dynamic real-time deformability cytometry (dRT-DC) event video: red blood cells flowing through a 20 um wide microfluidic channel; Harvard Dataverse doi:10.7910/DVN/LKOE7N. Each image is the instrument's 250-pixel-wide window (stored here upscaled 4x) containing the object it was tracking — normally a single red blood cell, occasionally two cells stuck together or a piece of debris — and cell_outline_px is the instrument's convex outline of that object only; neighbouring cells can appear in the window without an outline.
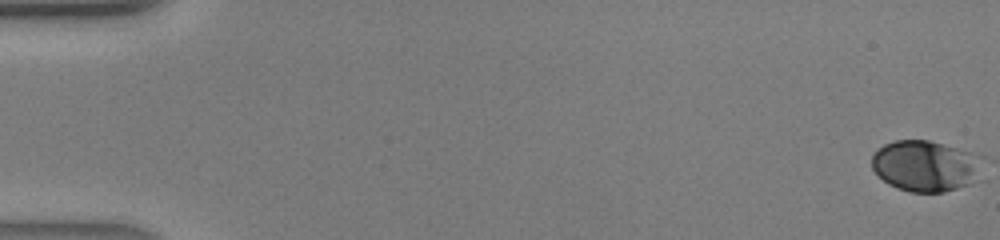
{"species": "human", "species_latin": "Homo sapiens", "temperature_condition": "warm", "stored_images_in_passage": 43, "camera_frame_rate_fps": 3000, "um_per_image_px": 0.085, "donor": {"sex": "male"}, "frame": {"image": 1, "passage_image": 1, "time_ms": 0.0, "image_size_px": [1000, 240], "cell_outline_px": [[984, 156], [976, 180], [968, 184], [944, 192], [908, 192], [896, 188], [888, 184], [872, 168], [872, 156], [884, 144], [896, 140], [928, 140], [972, 152]], "centroid_in_image_um": [78.68, 14.1], "position_along_channel_um": 6.3, "area_um2": 32.89}}
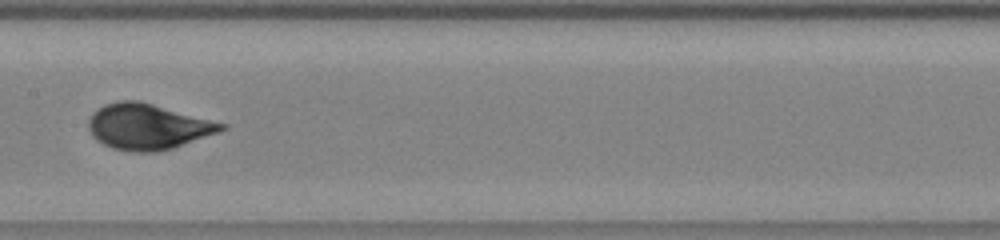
{"frame": {"image": 2, "passage_image": 23, "time_ms": 7.333, "image_size_px": [1000, 240], "cell_outline_px": [[228, 128], [220, 132], [172, 148], [156, 152], [132, 152], [112, 148], [96, 140], [92, 136], [88, 128], [88, 120], [92, 112], [104, 104], [120, 100], [140, 100], [228, 124]], "centroid_in_image_um": [12.56, 10.75], "position_along_channel_um": 194.8, "area_um2": 35.72}}
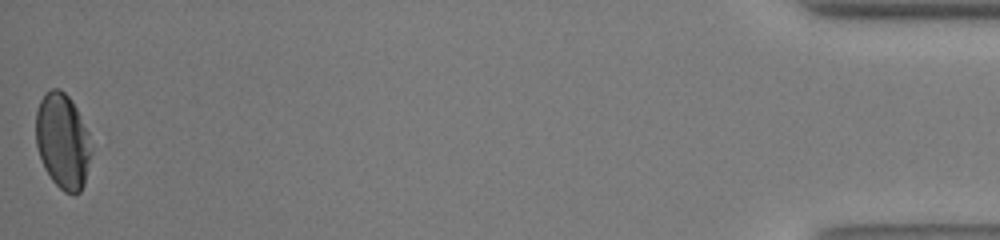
{"frame": {"image": 3, "passage_image": 43, "time_ms": 14.0, "image_size_px": [1000, 240], "cell_outline_px": [[92, 152], [84, 184], [80, 192], [72, 196], [64, 192], [52, 180], [44, 168], [36, 144], [36, 112], [40, 100], [44, 92], [52, 88], [60, 88], [72, 100], [92, 136]], "centroid_in_image_um": [5.36, 11.99], "position_along_channel_um": 429.8, "area_um2": 31.44}}